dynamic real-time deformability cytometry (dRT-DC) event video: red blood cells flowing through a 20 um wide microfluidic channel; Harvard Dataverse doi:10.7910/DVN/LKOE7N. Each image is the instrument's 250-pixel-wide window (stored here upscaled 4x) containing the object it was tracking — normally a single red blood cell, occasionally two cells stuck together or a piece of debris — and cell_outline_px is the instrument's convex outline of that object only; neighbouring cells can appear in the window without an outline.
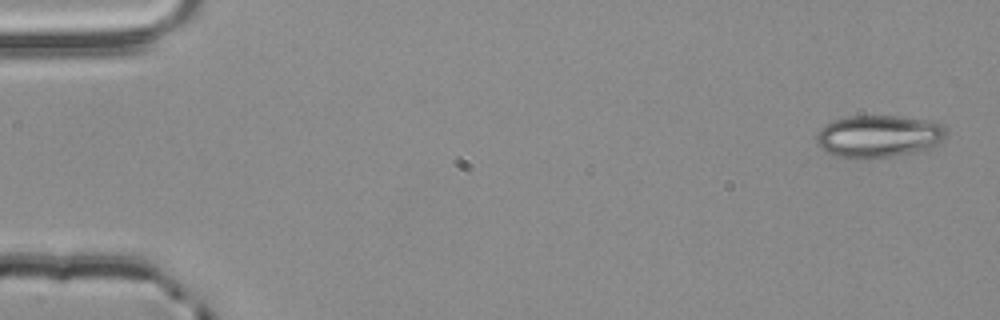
{"species": "common noctule bat (a hibernating species)", "species_latin": "Nyctalus noctula", "temperature_condition": "room temperature", "stored_images_in_passage": 4, "camera_frame_rate_fps": 3000, "um_per_image_px": 0.085, "animal": {"sex": "male", "body_mass_g": 20.4}, "frame": {"image": 1, "passage_image": 1, "time_ms": 0.0, "image_size_px": [1000, 320], "cell_outline_px": [[944, 136], [940, 140], [916, 152], [868, 160], [836, 156], [828, 152], [816, 144], [816, 136], [820, 128], [824, 124], [832, 120], [848, 116], [896, 116], [924, 120], [944, 124]], "centroid_in_image_um": [74.58, 11.58], "position_along_channel_um": 10.4, "area_um2": 31.79}}